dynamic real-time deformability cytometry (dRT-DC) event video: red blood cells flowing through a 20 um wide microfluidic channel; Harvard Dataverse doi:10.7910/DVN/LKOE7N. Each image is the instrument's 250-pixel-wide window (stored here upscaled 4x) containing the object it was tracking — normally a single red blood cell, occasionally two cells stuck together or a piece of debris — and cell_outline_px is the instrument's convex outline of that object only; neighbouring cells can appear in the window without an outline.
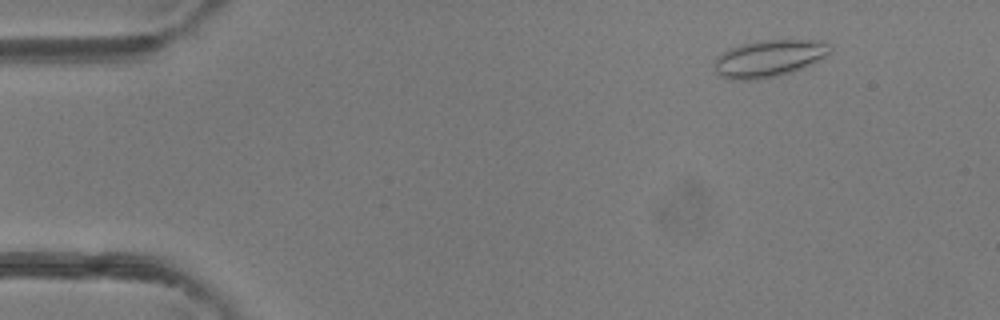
{"species": "common noctule bat (a hibernating species)", "species_latin": "Nyctalus noctula", "temperature_condition": "room temperature", "stored_images_in_passage": 48, "camera_frame_rate_fps": 3000, "um_per_image_px": 0.085, "animal": {"sex": "female"}, "frame": {"image": 1, "passage_image": 6, "time_ms": 1.667, "image_size_px": [1000, 320], "cell_outline_px": [[832, 52], [812, 64], [792, 72], [776, 76], [756, 80], [728, 80], [720, 76], [716, 72], [716, 56], [728, 48], [744, 44], [764, 40], [812, 40], [832, 44]], "centroid_in_image_um": [65.37, 4.97], "position_along_channel_um": 19.6, "area_um2": 25.03}}
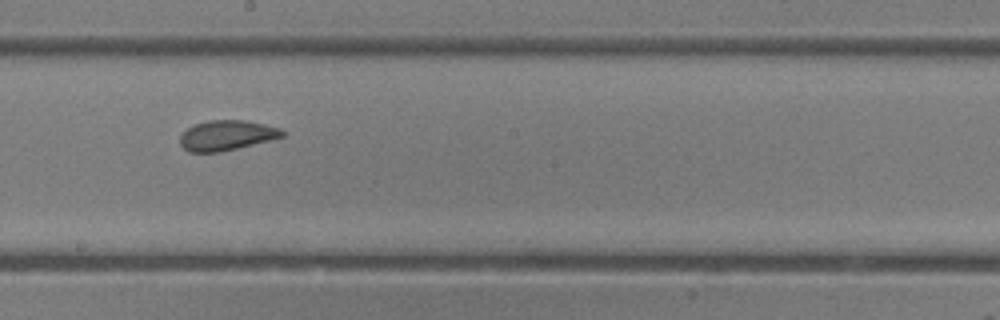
{"frame": {"image": 2, "passage_image": 27, "time_ms": 8.667, "image_size_px": [1000, 320], "cell_outline_px": [[284, 136], [272, 140], [220, 152], [188, 152], [180, 144], [180, 136], [188, 128], [196, 124], [208, 120], [248, 120], [280, 128], [284, 132]], "centroid_in_image_um": [19.28, 11.5], "position_along_channel_um": 228.9, "area_um2": 17.92}}
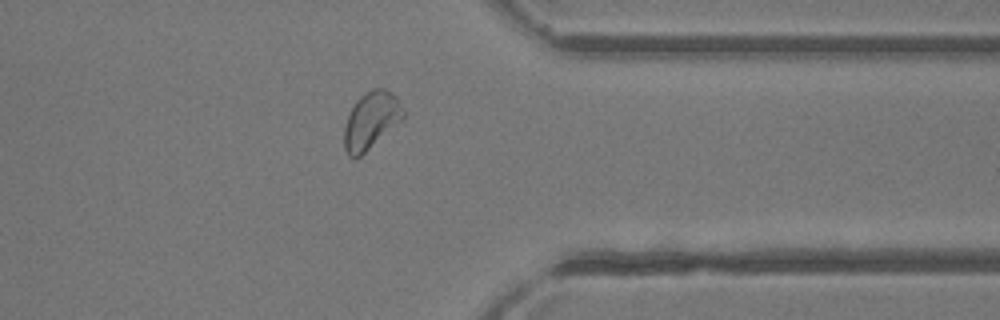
{"frame": {"image": 3, "passage_image": 38, "time_ms": 12.333, "image_size_px": [1000, 320], "cell_outline_px": [[404, 116], [400, 120], [356, 160], [348, 156], [344, 148], [344, 128], [348, 112], [356, 100], [364, 92], [372, 88], [384, 88], [396, 96], [400, 100], [404, 112]], "centroid_in_image_um": [31.5, 10.22], "position_along_channel_um": 379.9, "area_um2": 19.59}}